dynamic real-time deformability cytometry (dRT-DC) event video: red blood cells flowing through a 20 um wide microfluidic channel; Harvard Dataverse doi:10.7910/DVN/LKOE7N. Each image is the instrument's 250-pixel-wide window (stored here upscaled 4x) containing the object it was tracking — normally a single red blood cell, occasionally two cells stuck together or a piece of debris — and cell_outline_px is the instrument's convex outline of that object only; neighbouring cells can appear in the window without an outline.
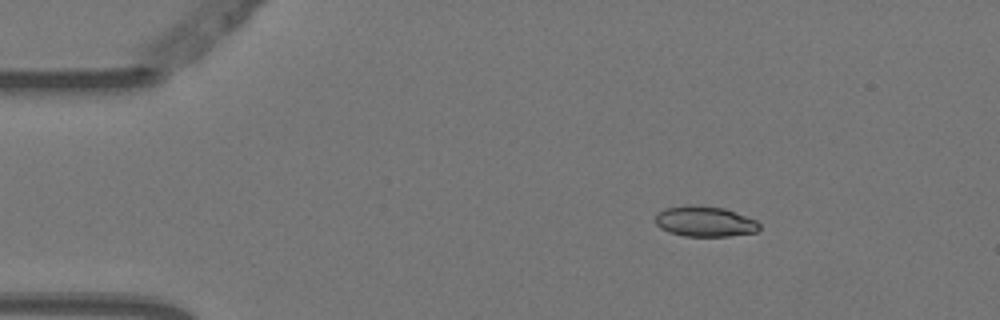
{"species": "Egyptian fruit bat (a non-hibernating species)", "species_latin": "Rousettus aegyptiacus", "temperature_condition": "warm", "stored_images_in_passage": 3, "camera_frame_rate_fps": 3000, "um_per_image_px": 0.085, "animal": {"sex": "female"}, "frame": {"image": 1, "passage_image": 1, "time_ms": 0.0, "image_size_px": [1000, 320], "cell_outline_px": [[760, 228], [756, 232], [728, 236], [684, 236], [668, 232], [660, 228], [656, 224], [656, 212], [664, 208], [724, 208], [756, 220], [760, 224]], "centroid_in_image_um": [59.93, 18.88], "position_along_channel_um": 25.1, "area_um2": 17.69}}